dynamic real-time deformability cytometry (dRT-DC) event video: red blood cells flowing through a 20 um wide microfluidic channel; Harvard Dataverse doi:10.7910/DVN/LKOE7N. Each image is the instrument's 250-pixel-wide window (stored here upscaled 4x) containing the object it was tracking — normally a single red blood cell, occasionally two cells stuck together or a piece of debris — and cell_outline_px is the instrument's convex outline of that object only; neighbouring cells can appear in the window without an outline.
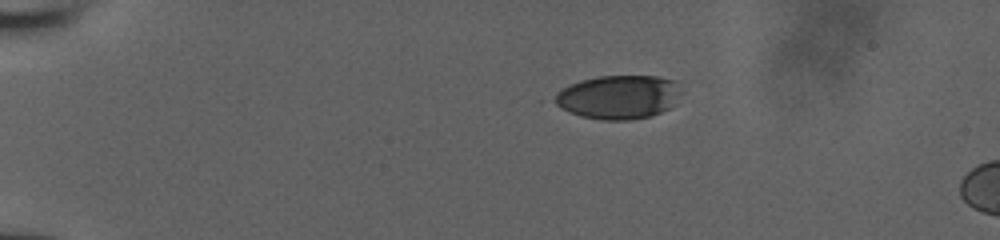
{"species": "human", "species_latin": "Homo sapiens", "temperature_condition": "room temperature", "stored_images_in_passage": 6, "camera_frame_rate_fps": 3000, "um_per_image_px": 0.085, "donor": {"sex": "male"}, "frame": {"image": 1, "passage_image": 1, "time_ms": 0.0, "image_size_px": [1000, 240], "cell_outline_px": [[684, 92], [668, 108], [652, 116], [628, 120], [604, 120], [580, 116], [560, 108], [548, 100], [556, 92], [580, 80], [600, 76], [656, 76], [676, 80]], "centroid_in_image_um": [52.56, 8.24], "position_along_channel_um": 32.4, "area_um2": 32.71}}